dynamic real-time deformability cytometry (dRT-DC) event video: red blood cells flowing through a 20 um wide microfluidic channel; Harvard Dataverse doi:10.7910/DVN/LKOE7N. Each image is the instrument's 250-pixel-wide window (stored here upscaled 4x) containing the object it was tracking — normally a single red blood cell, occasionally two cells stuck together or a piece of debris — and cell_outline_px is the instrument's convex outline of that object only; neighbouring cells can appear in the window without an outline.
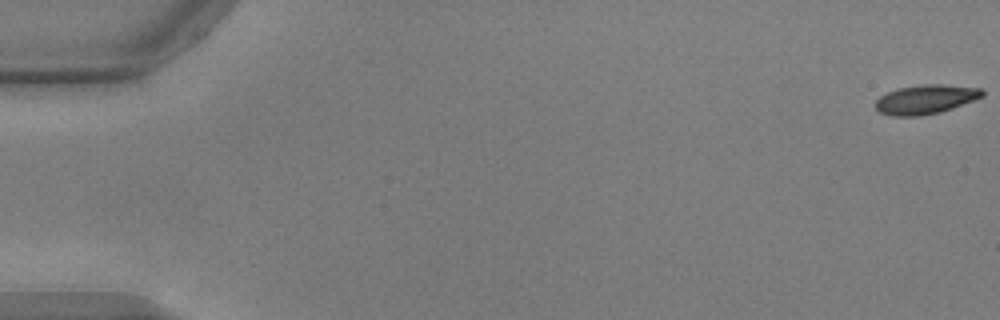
{"species": "common noctule bat (a hibernating species)", "species_latin": "Nyctalus noctula", "temperature_condition": "warm", "stored_images_in_passage": 55, "camera_frame_rate_fps": 3000, "um_per_image_px": 0.085, "animal": {"sex": "male", "body_mass_g": 17.9, "forearm_length_mm": 54.2}, "frame": {"image": 1, "passage_image": 1, "time_ms": 0.0, "image_size_px": [1000, 320], "cell_outline_px": [[984, 96], [952, 108], [940, 112], [920, 116], [892, 116], [880, 112], [876, 108], [876, 100], [880, 96], [896, 88], [924, 84], [940, 84], [984, 88]], "centroid_in_image_um": [78.69, 8.44], "position_along_channel_um": 6.3, "area_um2": 18.21}}
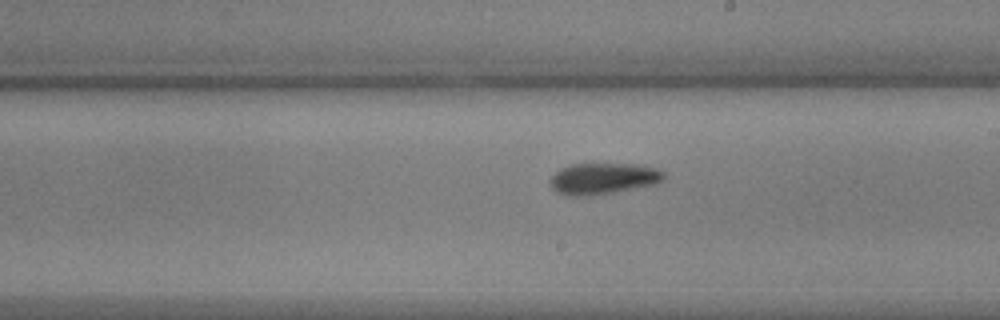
{"frame": {"image": 2, "passage_image": 32, "time_ms": 10.333, "image_size_px": [1000, 320], "cell_outline_px": [[664, 180], [656, 184], [612, 192], [588, 196], [568, 196], [556, 192], [552, 188], [548, 180], [560, 168], [572, 164], [636, 164], [656, 168], [664, 172]], "centroid_in_image_um": [51.24, 15.18], "position_along_channel_um": 237.8, "area_um2": 20.75}}
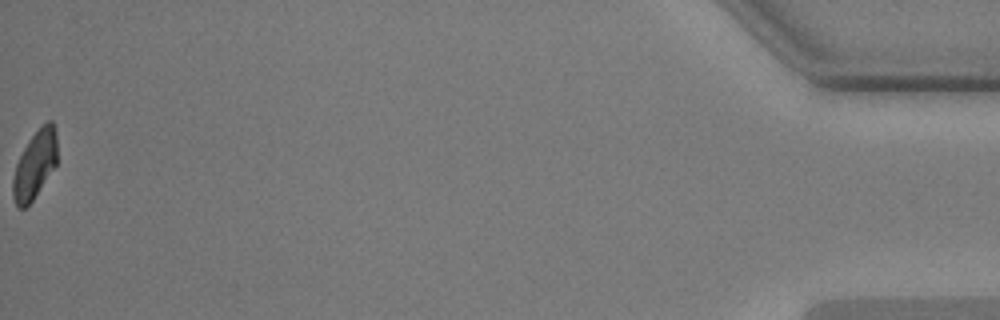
{"frame": {"image": 3, "passage_image": 55, "time_ms": 18.0, "image_size_px": [1000, 320], "cell_outline_px": [[56, 164], [32, 200], [24, 208], [16, 208], [12, 196], [12, 180], [16, 164], [28, 140], [48, 120], [52, 120], [56, 132]], "centroid_in_image_um": [2.93, 14.02], "position_along_channel_um": 432.3, "area_um2": 17.17}, "authors_computed_cell_mechanics": {"area_um2": 19.363, "velocity_mm_per_s": 3.772, "shape_relaxation_time_tau1_ms": 4.877, "shape_relaxation_time_tau2_ms": 2.6228, "deformation_change_tau1": 0.1536, "deformation_change_tau2": 0.0722}}